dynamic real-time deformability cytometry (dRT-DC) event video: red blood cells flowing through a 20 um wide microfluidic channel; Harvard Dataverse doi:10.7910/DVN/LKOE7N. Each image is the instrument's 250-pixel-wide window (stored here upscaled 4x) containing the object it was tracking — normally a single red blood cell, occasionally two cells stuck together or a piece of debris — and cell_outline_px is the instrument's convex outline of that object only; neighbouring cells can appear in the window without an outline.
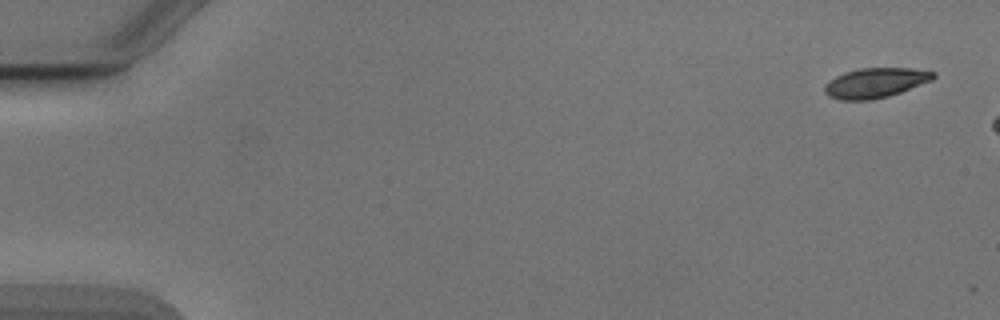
{"species": "Egyptian fruit bat (a non-hibernating species)", "species_latin": "Rousettus aegyptiacus", "temperature_condition": "cold", "stored_images_in_passage": 3, "camera_frame_rate_fps": 3000, "um_per_image_px": 0.085, "animal": {"sex": "male"}, "frame": {"image": 1, "passage_image": 1, "time_ms": 0.0, "image_size_px": [1000, 320], "cell_outline_px": [[936, 76], [932, 80], [900, 92], [888, 96], [872, 100], [840, 100], [828, 96], [824, 92], [824, 88], [836, 76], [860, 68], [912, 68], [936, 72]], "centroid_in_image_um": [74.44, 7.04], "position_along_channel_um": 10.6, "area_um2": 18.67}}